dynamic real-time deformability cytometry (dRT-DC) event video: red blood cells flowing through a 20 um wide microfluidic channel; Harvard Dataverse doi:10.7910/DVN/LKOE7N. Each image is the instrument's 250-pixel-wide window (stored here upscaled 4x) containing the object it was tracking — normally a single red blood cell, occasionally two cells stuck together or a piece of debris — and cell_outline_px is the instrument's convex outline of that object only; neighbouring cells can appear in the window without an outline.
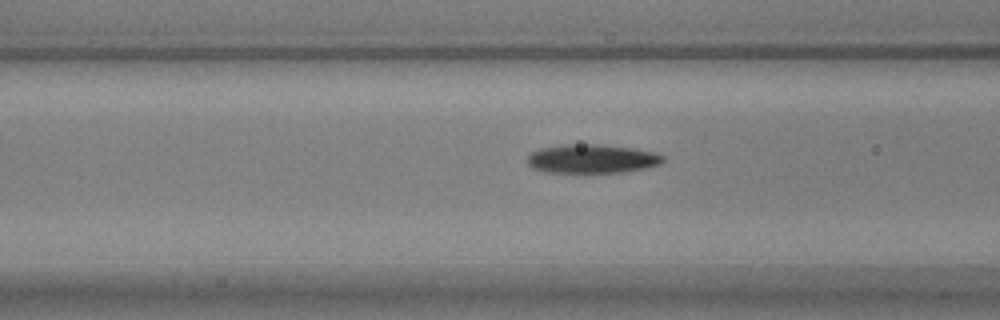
{"species": "common noctule bat (a hibernating species)", "species_latin": "Nyctalus noctula", "temperature_condition": "warm", "stored_images_in_passage": 12, "camera_frame_rate_fps": 3000, "um_per_image_px": 0.085, "animal": {"sex": "male", "body_mass_g": 17.9, "forearm_length_mm": 54.2}, "frame": {"image": 1, "passage_image": 10, "time_ms": 3.0, "image_size_px": [1000, 320], "cell_outline_px": [[664, 160], [660, 164], [644, 168], [620, 172], [544, 172], [532, 168], [528, 164], [528, 156], [532, 152], [540, 148], [568, 144], [596, 144], [632, 148], [652, 152], [664, 156]], "centroid_in_image_um": [50.29, 13.49], "position_along_channel_um": 116.3, "area_um2": 22.54}}